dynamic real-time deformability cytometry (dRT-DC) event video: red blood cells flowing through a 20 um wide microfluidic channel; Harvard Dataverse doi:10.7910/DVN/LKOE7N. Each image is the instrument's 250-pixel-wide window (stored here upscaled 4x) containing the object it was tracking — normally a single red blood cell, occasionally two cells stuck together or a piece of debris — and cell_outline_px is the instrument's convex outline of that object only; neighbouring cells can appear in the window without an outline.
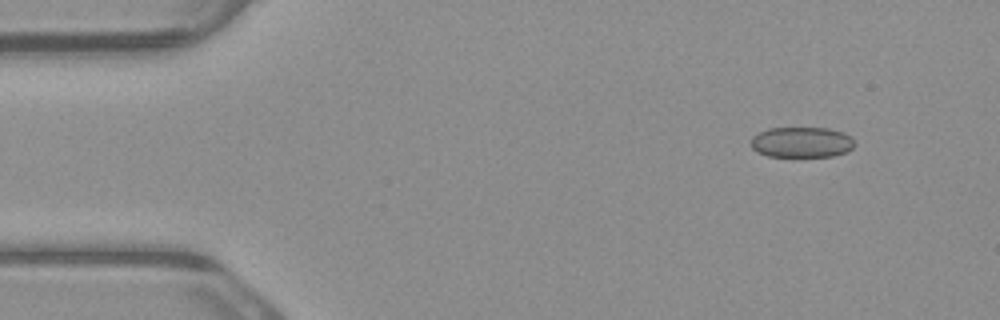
{"species": "common noctule bat (a hibernating species)", "species_latin": "Nyctalus noctula", "temperature_condition": "warm", "stored_images_in_passage": 5, "camera_frame_rate_fps": 3000, "um_per_image_px": 0.085, "animal": {"sex": "male", "body_mass_g": 23.1, "forearm_length_mm": 52.7}, "frame": {"image": 1, "passage_image": 5, "time_ms": 1.333, "image_size_px": [1000, 320], "cell_outline_px": [[856, 144], [848, 152], [832, 156], [768, 156], [756, 152], [752, 148], [752, 136], [768, 128], [828, 128], [844, 132], [852, 136]], "centroid_in_image_um": [68.18, 12.08], "position_along_channel_um": 16.8, "area_um2": 18.61}}